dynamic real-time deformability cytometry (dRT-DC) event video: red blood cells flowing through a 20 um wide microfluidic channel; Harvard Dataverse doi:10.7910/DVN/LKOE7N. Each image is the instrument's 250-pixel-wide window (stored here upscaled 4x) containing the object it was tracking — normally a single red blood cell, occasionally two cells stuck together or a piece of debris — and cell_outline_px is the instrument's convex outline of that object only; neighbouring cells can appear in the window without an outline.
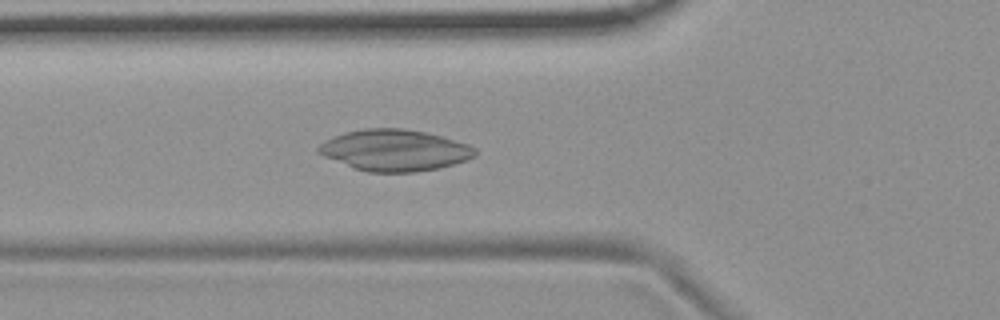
{"species": "common noctule bat (a hibernating species)", "species_latin": "Nyctalus noctula", "temperature_condition": "room temperature", "stored_images_in_passage": 54, "camera_frame_rate_fps": 3000, "um_per_image_px": 0.085, "animal": {"sex": "female", "body_mass_g": 19.9}, "frame": {"image": 1, "passage_image": 19, "time_ms": 6.0, "image_size_px": [1000, 320], "cell_outline_px": [[476, 156], [468, 160], [436, 168], [416, 172], [368, 172], [352, 168], [324, 156], [316, 152], [316, 148], [320, 144], [336, 136], [348, 132], [364, 128], [404, 128], [424, 132], [440, 136], [468, 144], [476, 148]], "centroid_in_image_um": [33.55, 12.78], "position_along_channel_um": 92.3, "area_um2": 37.51}}
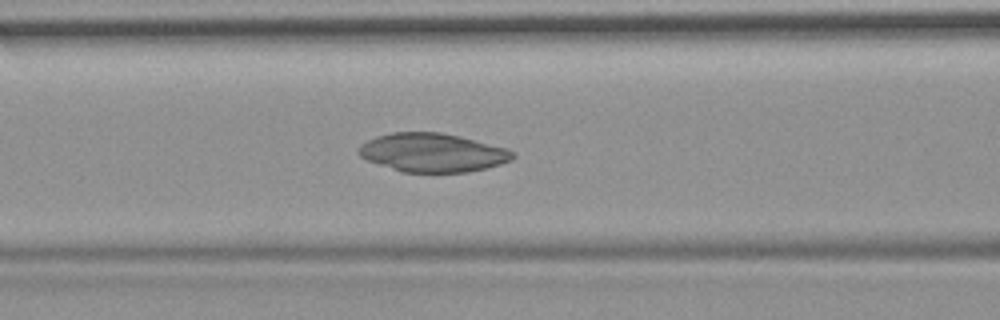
{"frame": {"image": 2, "passage_image": 22, "time_ms": 7.0, "image_size_px": [1000, 320], "cell_outline_px": [[516, 156], [512, 160], [500, 164], [468, 172], [404, 172], [368, 160], [360, 156], [356, 152], [360, 144], [376, 136], [392, 132], [440, 132], [460, 136], [508, 148], [516, 152]], "centroid_in_image_um": [36.79, 12.96], "position_along_channel_um": 129.8, "area_um2": 34.74}}
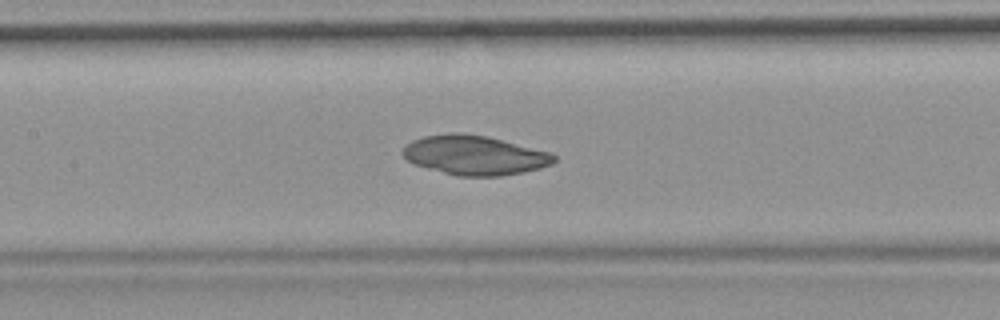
{"frame": {"image": 3, "passage_image": 25, "time_ms": 8.0, "image_size_px": [1000, 320], "cell_outline_px": [[556, 160], [552, 164], [540, 168], [524, 172], [500, 176], [456, 176], [412, 164], [400, 152], [412, 140], [424, 136], [452, 132], [460, 132], [488, 136], [552, 152], [556, 156]], "centroid_in_image_um": [40.36, 13.19], "position_along_channel_um": 167.0, "area_um2": 35.08}}